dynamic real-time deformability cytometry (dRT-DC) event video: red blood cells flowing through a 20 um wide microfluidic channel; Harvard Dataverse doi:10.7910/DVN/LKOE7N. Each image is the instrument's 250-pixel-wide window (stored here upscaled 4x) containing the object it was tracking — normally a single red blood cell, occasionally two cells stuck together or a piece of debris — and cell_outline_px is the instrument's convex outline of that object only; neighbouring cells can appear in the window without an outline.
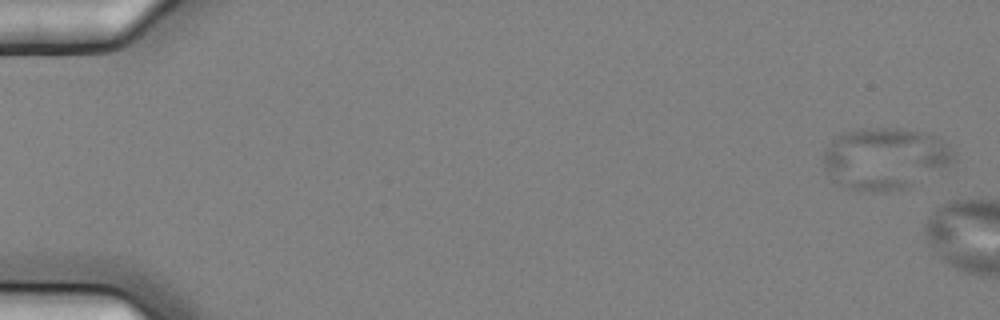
{"species": "common noctule bat (a hibernating species)", "species_latin": "Nyctalus noctula", "temperature_condition": "cold", "stored_images_in_passage": 3, "camera_frame_rate_fps": 3000, "um_per_image_px": 0.085, "animal": {"sex": "female", "body_mass_g": 25.1}, "frame": {"image": 1, "passage_image": 1, "time_ms": 0.0, "image_size_px": [1000, 320], "cell_outline_px": [[956, 160], [908, 188], [884, 192], [860, 192], [848, 188], [840, 184], [824, 168], [824, 148], [836, 136], [844, 132], [860, 128], [896, 128], [920, 132], [936, 136], [948, 144], [956, 152]], "centroid_in_image_um": [75.23, 13.47], "position_along_channel_um": 9.8, "area_um2": 47.05}}